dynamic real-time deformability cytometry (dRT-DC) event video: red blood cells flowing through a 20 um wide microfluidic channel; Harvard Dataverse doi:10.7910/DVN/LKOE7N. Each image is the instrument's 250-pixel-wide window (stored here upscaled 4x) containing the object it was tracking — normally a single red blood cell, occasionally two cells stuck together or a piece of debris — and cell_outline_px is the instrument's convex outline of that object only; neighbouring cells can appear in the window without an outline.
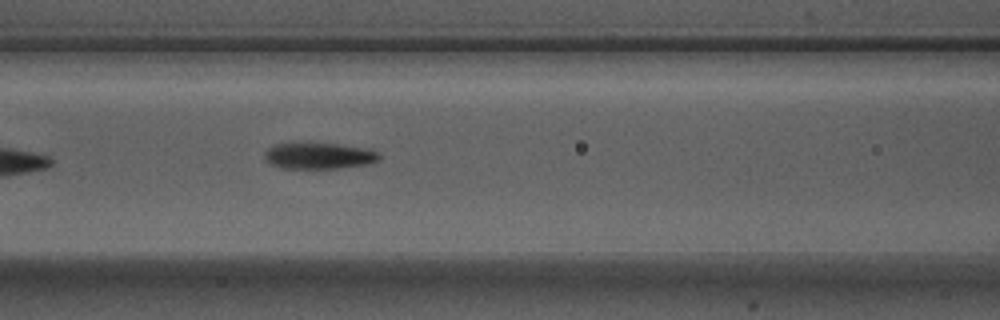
{"species": "Egyptian fruit bat (a non-hibernating species)", "species_latin": "Rousettus aegyptiacus", "temperature_condition": "warm", "stored_images_in_passage": 20, "camera_frame_rate_fps": 3000, "um_per_image_px": 0.085, "animal": {"sex": "male"}, "frame": {"image": 1, "passage_image": 6, "time_ms": 1.667, "image_size_px": [1000, 320], "cell_outline_px": [[380, 160], [364, 164], [336, 168], [284, 168], [272, 164], [264, 156], [264, 152], [272, 144], [292, 140], [304, 140], [372, 148], [380, 152]], "centroid_in_image_um": [27.08, 13.16], "position_along_channel_um": 139.5, "area_um2": 18.44}}
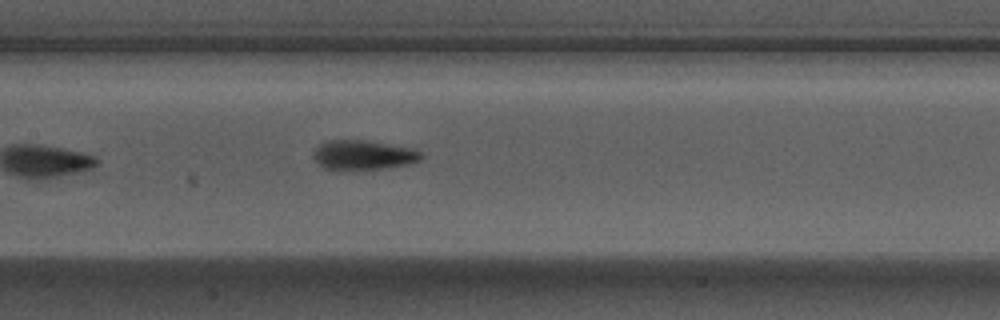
{"frame": {"image": 2, "passage_image": 9, "time_ms": 2.667, "image_size_px": [1000, 320], "cell_outline_px": [[424, 156], [420, 160], [408, 164], [380, 168], [324, 168], [312, 156], [312, 152], [320, 144], [328, 140], [364, 140], [412, 148], [420, 152]], "centroid_in_image_um": [30.88, 13.14], "position_along_channel_um": 176.5, "area_um2": 17.98}}
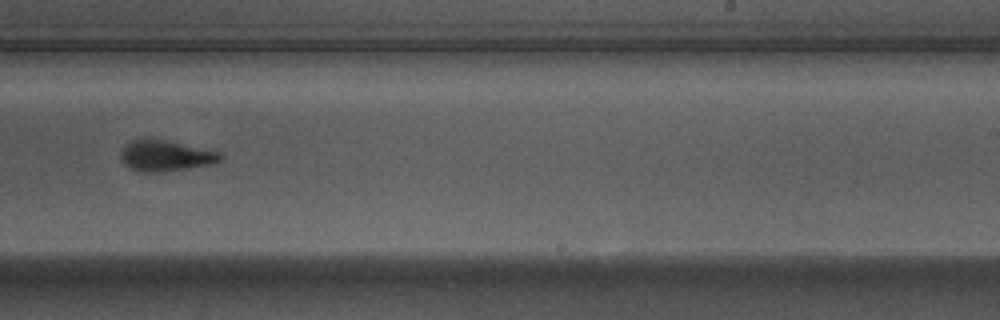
{"frame": {"image": 3, "passage_image": 17, "time_ms": 5.333, "image_size_px": [1000, 320], "cell_outline_px": [[224, 156], [220, 160], [208, 164], [184, 168], [156, 172], [140, 172], [132, 168], [120, 156], [120, 152], [132, 140], [164, 140], [220, 152]], "centroid_in_image_um": [14.09, 13.24], "position_along_channel_um": 274.9, "area_um2": 16.99}}